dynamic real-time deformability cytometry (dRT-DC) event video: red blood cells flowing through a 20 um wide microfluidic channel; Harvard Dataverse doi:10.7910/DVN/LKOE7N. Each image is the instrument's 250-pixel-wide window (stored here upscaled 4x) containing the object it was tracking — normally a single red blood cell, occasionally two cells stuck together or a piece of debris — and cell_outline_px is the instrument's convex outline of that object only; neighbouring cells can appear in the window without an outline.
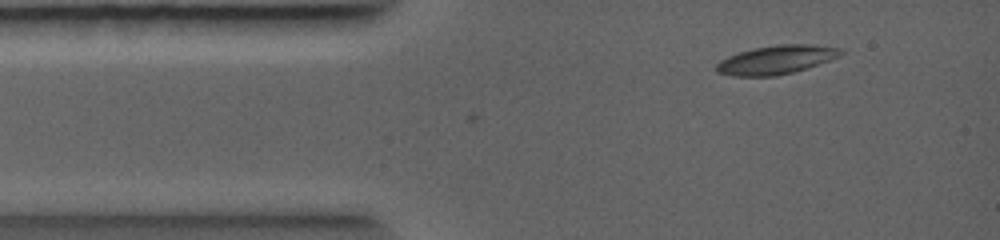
{"species": "common noctule bat (a hibernating species)", "species_latin": "Nyctalus noctula", "temperature_condition": "warm", "stored_images_in_passage": 2, "camera_frame_rate_fps": 5000, "um_per_image_px": 0.085, "animal": {"sex": "female", "body_mass_g": 19.0, "forearm_length_mm": 56.7}, "frame": {"image": 1, "passage_image": 2, "time_ms": 0.8, "image_size_px": [1000, 240], "cell_outline_px": [[844, 52], [840, 56], [792, 72], [776, 76], [732, 76], [716, 72], [716, 64], [720, 60], [728, 56], [752, 48], [776, 44], [812, 44], [840, 48]], "centroid_in_image_um": [65.94, 5.07], "position_along_channel_um": 19.1, "area_um2": 20.69}}